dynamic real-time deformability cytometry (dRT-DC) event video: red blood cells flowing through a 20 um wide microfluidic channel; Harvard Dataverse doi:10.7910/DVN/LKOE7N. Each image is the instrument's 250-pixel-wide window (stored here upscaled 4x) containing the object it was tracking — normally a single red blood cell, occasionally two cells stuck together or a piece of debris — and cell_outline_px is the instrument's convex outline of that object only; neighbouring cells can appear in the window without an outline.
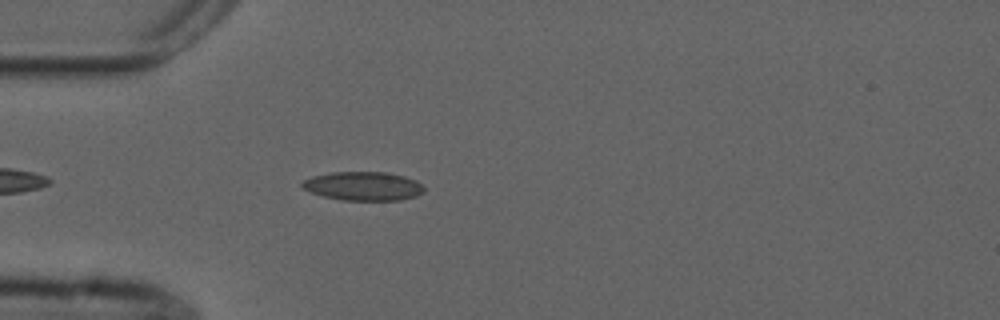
{"species": "common noctule bat (a hibernating species)", "species_latin": "Nyctalus noctula", "temperature_condition": "cold", "stored_images_in_passage": 42, "camera_frame_rate_fps": 3000, "um_per_image_px": 0.085, "animal": {"sex": "male", "forearm_length_mm": 52.5}, "frame": {"image": 1, "passage_image": 6, "time_ms": 1.667, "image_size_px": [1000, 320], "cell_outline_px": [[424, 192], [416, 196], [400, 200], [340, 200], [324, 196], [300, 188], [300, 184], [304, 180], [312, 176], [332, 172], [388, 172], [404, 176], [416, 180], [424, 188]], "centroid_in_image_um": [30.86, 15.81], "position_along_channel_um": 54.1, "area_um2": 20.52}}
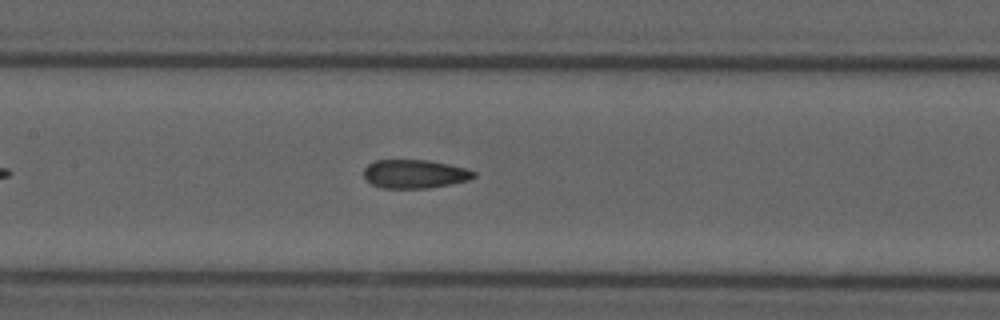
{"frame": {"image": 2, "passage_image": 16, "time_ms": 5.0, "image_size_px": [1000, 320], "cell_outline_px": [[476, 176], [468, 180], [428, 188], [380, 188], [372, 184], [364, 176], [364, 168], [368, 164], [376, 160], [428, 160], [448, 164], [464, 168], [476, 172]], "centroid_in_image_um": [35.23, 14.78], "position_along_channel_um": 172.2, "area_um2": 18.21}}
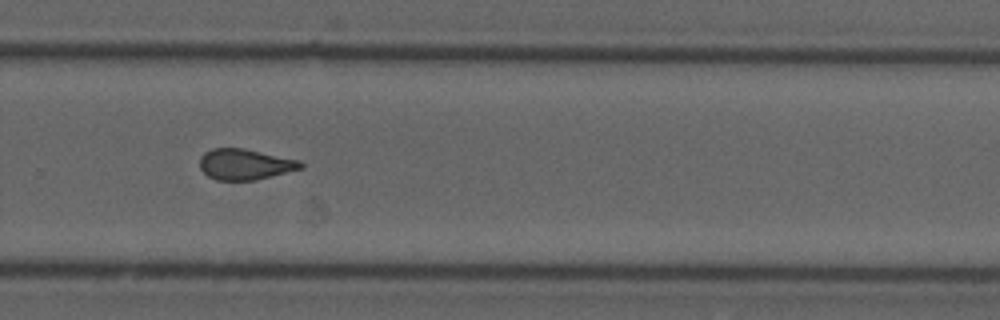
{"frame": {"image": 3, "passage_image": 27, "time_ms": 8.667, "image_size_px": [1000, 320], "cell_outline_px": [[304, 168], [256, 180], [216, 180], [208, 176], [200, 168], [200, 156], [204, 152], [212, 148], [244, 148], [300, 160], [304, 164]], "centroid_in_image_um": [20.84, 13.96], "position_along_channel_um": 309.0, "area_um2": 18.26}, "authors_computed_cell_mechanics": {"area_um2": 18.8428, "velocity_mm_per_s": 3.7653, "shape_relaxation_time_tau1_ms": null, "shape_relaxation_time_tau2_ms": 1.7683, "deformation_change_tau1": null, "deformation_change_tau2": 0.0792}}